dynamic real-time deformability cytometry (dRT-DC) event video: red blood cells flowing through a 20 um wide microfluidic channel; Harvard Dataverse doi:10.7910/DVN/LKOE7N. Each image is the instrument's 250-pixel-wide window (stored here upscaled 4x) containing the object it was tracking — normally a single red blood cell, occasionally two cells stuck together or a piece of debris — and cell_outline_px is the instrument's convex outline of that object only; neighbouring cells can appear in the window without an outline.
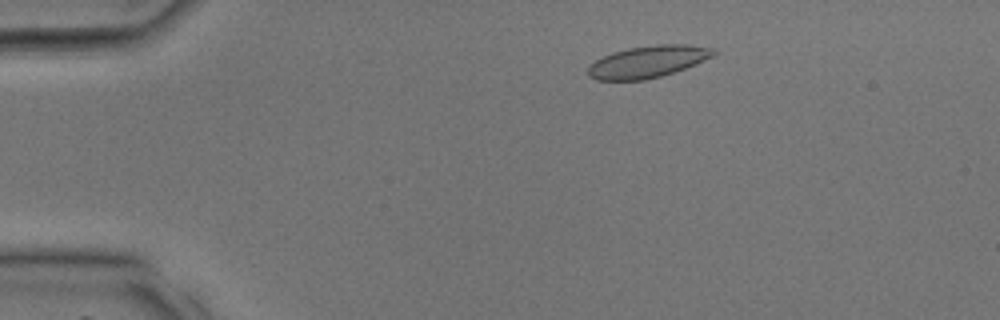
{"species": "common noctule bat (a hibernating species)", "species_latin": "Nyctalus noctula", "temperature_condition": "room temperature", "stored_images_in_passage": 33, "camera_frame_rate_fps": 3000, "um_per_image_px": 0.085, "animal": {"sex": "male", "body_mass_g": 17.9, "forearm_length_mm": 54.2}, "frame": {"image": 1, "passage_image": 4, "time_ms": 1.0, "image_size_px": [1000, 320], "cell_outline_px": [[720, 52], [696, 64], [660, 76], [644, 80], [596, 80], [588, 76], [588, 68], [596, 60], [612, 52], [628, 48], [656, 44], [688, 44], [716, 48]], "centroid_in_image_um": [55.1, 5.23], "position_along_channel_um": 29.9, "area_um2": 23.35}}
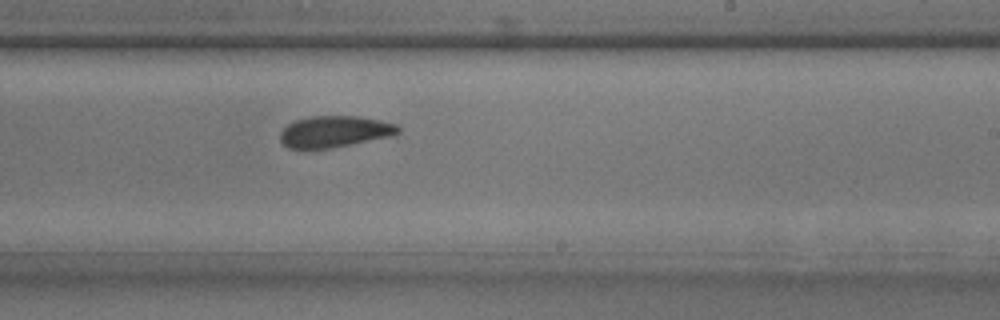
{"frame": {"image": 2, "passage_image": 20, "time_ms": 6.333, "image_size_px": [1000, 320], "cell_outline_px": [[400, 132], [396, 136], [332, 148], [304, 152], [288, 148], [280, 140], [280, 132], [288, 124], [296, 120], [308, 116], [360, 116], [380, 120], [396, 124], [400, 128]], "centroid_in_image_um": [28.43, 11.22], "position_along_channel_um": 260.6, "area_um2": 22.48}}
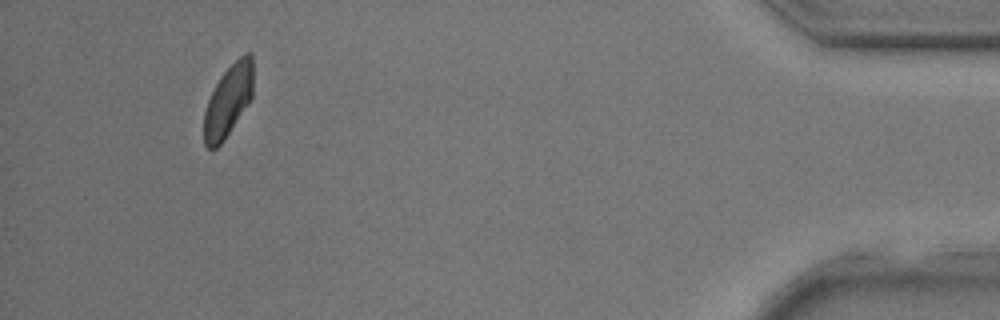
{"frame": {"image": 3, "passage_image": 32, "time_ms": 10.333, "image_size_px": [1000, 320], "cell_outline_px": [[252, 96], [248, 104], [224, 140], [216, 148], [208, 148], [204, 144], [204, 112], [208, 100], [216, 84], [224, 72], [244, 52], [252, 52]], "centroid_in_image_um": [19.4, 8.56], "position_along_channel_um": 415.8, "area_um2": 20.29}}